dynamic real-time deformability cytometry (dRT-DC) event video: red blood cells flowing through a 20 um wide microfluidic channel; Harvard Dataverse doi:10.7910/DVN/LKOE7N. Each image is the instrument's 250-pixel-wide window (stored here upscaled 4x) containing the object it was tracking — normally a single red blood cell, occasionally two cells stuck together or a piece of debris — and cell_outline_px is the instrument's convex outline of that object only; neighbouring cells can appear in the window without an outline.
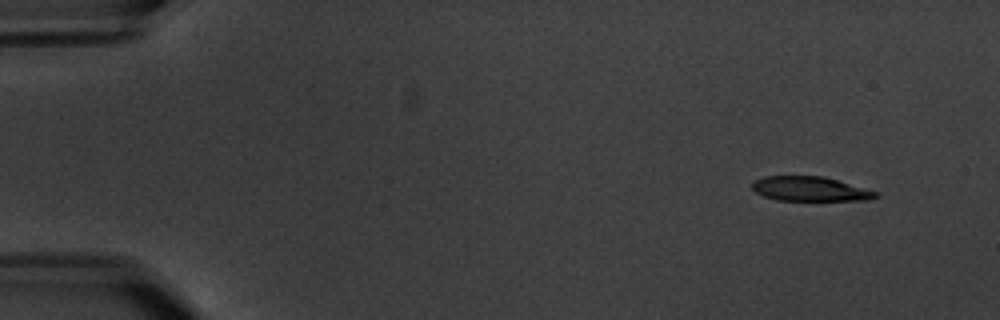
{"species": "common noctule bat (a hibernating species)", "species_latin": "Nyctalus noctula", "temperature_condition": "warm", "stored_images_in_passage": 5, "camera_frame_rate_fps": 3000, "um_per_image_px": 0.085, "animal": {"sex": "male", "body_mass_g": 20.1, "forearm_length_mm": 53.5}, "frame": {"image": 1, "passage_image": 2, "time_ms": 1.0, "image_size_px": [1000, 320], "cell_outline_px": [[880, 196], [868, 200], [776, 200], [764, 196], [756, 192], [752, 188], [752, 180], [764, 176], [824, 176], [876, 192]], "centroid_in_image_um": [68.8, 16.05], "position_along_channel_um": 16.2, "area_um2": 17.51}}
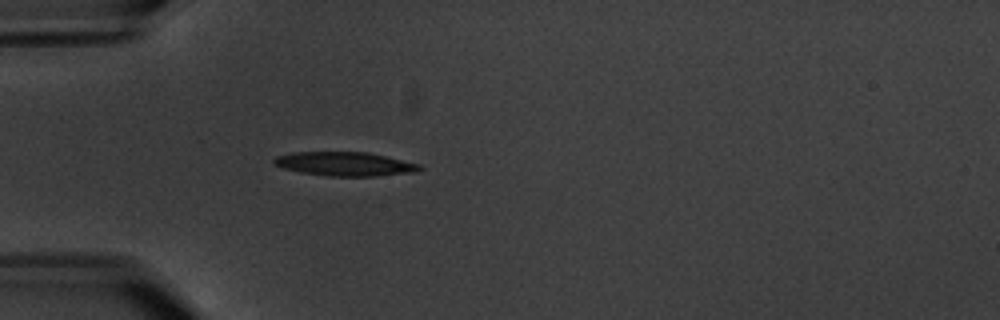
{"frame": {"image": 2, "passage_image": 5, "time_ms": 5.333, "image_size_px": [1000, 320], "cell_outline_px": [[424, 168], [416, 172], [376, 176], [328, 176], [300, 172], [284, 168], [272, 164], [272, 160], [276, 156], [292, 152], [368, 152], [420, 164]], "centroid_in_image_um": [29.31, 13.93], "position_along_channel_um": 55.7, "area_um2": 20.4}}